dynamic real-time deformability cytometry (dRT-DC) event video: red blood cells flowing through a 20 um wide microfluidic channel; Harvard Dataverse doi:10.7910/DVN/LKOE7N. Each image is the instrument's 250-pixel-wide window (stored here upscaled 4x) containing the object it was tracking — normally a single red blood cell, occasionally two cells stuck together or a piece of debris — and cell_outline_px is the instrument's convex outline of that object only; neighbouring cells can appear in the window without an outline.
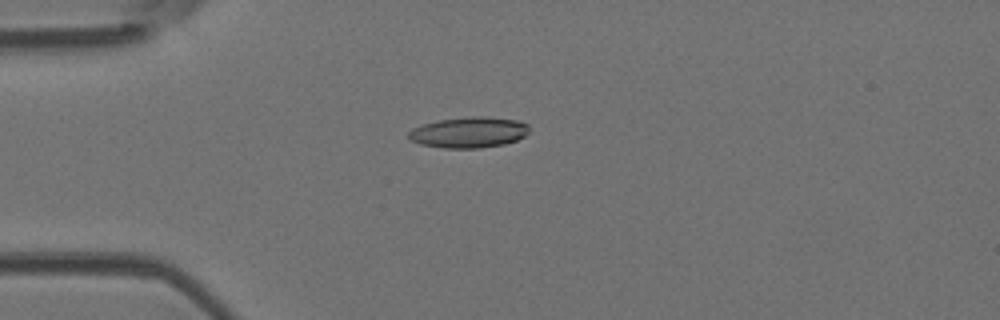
{"species": "Egyptian fruit bat (a non-hibernating species)", "species_latin": "Rousettus aegyptiacus", "temperature_condition": "room temperature", "stored_images_in_passage": 4, "camera_frame_rate_fps": 3000, "um_per_image_px": 0.085, "animal": {"sex": "female"}, "frame": {"image": 1, "passage_image": 4, "time_ms": 3.667, "image_size_px": [1000, 320], "cell_outline_px": [[528, 132], [524, 136], [516, 140], [504, 144], [480, 148], [444, 148], [420, 144], [412, 140], [408, 136], [408, 132], [412, 128], [424, 124], [440, 120], [472, 116], [488, 116], [516, 120], [528, 124]], "centroid_in_image_um": [39.86, 11.25], "position_along_channel_um": 45.1, "area_um2": 21.56}}